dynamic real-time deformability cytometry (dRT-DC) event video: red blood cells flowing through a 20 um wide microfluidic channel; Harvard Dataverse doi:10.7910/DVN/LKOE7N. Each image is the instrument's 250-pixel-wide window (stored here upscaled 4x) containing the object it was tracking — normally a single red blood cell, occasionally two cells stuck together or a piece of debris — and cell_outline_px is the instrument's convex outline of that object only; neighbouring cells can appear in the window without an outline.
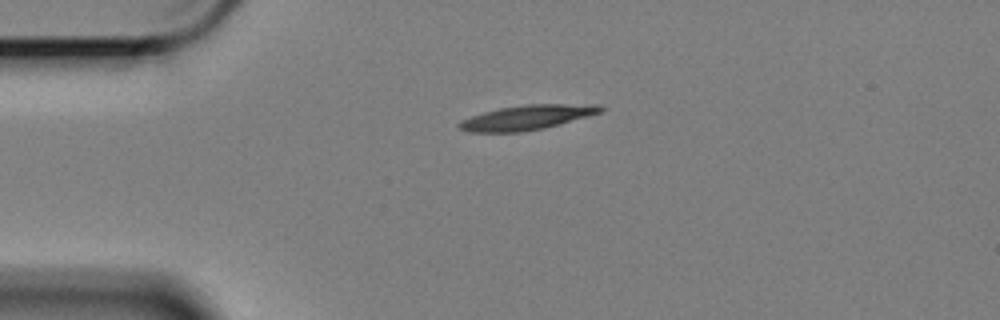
{"species": "Egyptian fruit bat (a non-hibernating species)", "species_latin": "Rousettus aegyptiacus", "temperature_condition": "cold", "stored_images_in_passage": 46, "camera_frame_rate_fps": 3000, "um_per_image_px": 0.085, "animal": {"sex": "female"}, "frame": {"image": 1, "passage_image": 1, "time_ms": 0.0, "image_size_px": [1000, 320], "cell_outline_px": [[604, 108], [600, 112], [588, 116], [544, 128], [520, 132], [468, 132], [460, 128], [456, 124], [460, 120], [484, 112], [500, 108], [528, 104], [600, 104]], "centroid_in_image_um": [44.78, 9.98], "position_along_channel_um": 40.2, "area_um2": 20.17}}
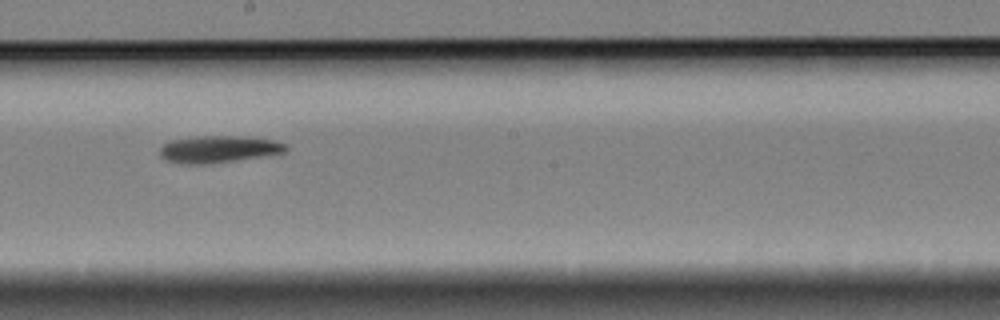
{"frame": {"image": 2, "passage_image": 20, "time_ms": 6.333, "image_size_px": [1000, 320], "cell_outline_px": [[288, 152], [264, 156], [236, 160], [204, 164], [184, 164], [168, 160], [160, 156], [160, 148], [164, 144], [172, 140], [196, 136], [248, 136], [272, 140], [288, 144]], "centroid_in_image_um": [18.64, 12.67], "position_along_channel_um": 229.6, "area_um2": 19.88}}
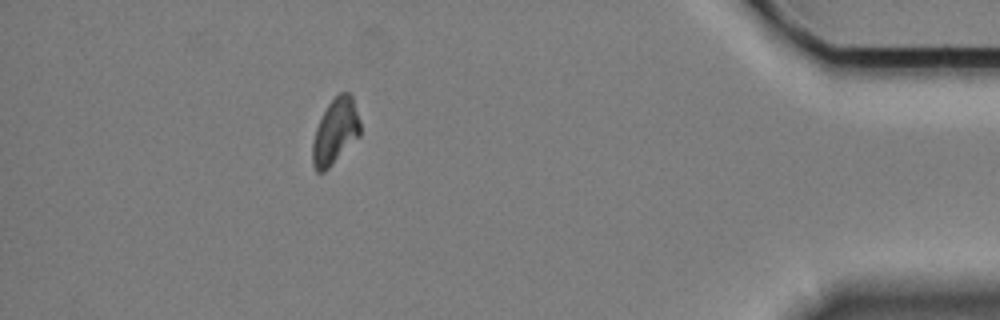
{"frame": {"image": 3, "passage_image": 40, "time_ms": 13.0, "image_size_px": [1000, 320], "cell_outline_px": [[360, 136], [324, 172], [316, 172], [312, 164], [312, 140], [316, 128], [328, 104], [340, 92], [348, 92], [352, 96], [360, 120]], "centroid_in_image_um": [28.5, 11.19], "position_along_channel_um": 406.7, "area_um2": 18.15}, "authors_computed_cell_mechanics": {"area_um2": 19.3919, "velocity_mm_per_s": 3.3868, "shape_relaxation_time_tau1_ms": 8.6347, "shape_relaxation_time_tau2_ms": null, "deformation_change_tau1": 0.1735, "deformation_change_tau2": null}}